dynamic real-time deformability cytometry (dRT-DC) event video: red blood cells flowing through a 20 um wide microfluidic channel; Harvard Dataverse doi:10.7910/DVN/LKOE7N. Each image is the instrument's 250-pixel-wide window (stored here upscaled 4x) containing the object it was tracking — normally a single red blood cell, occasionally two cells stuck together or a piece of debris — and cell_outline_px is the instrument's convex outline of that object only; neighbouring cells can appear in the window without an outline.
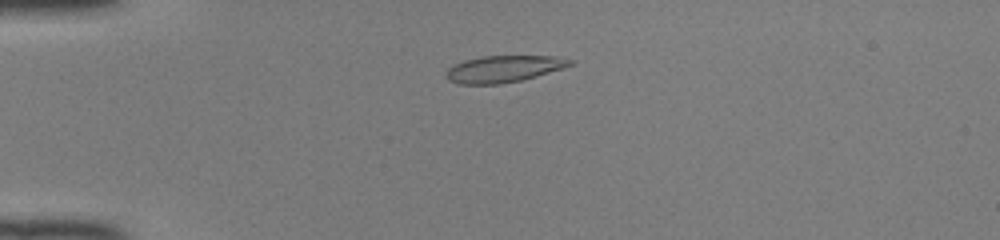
{"species": "common noctule bat (a hibernating species)", "species_latin": "Nyctalus noctula", "temperature_condition": "room temperature", "stored_images_in_passage": 47, "camera_frame_rate_fps": 3000, "um_per_image_px": 0.085, "animal": {"sex": "female", "body_mass_g": 22.0, "forearm_length_mm": 56.7}, "frame": {"image": 1, "passage_image": 10, "time_ms": 3.0, "image_size_px": [1000, 240], "cell_outline_px": [[576, 60], [572, 64], [564, 68], [536, 76], [520, 80], [500, 84], [460, 84], [448, 80], [444, 76], [444, 72], [448, 68], [464, 60], [480, 56], [556, 56]], "centroid_in_image_um": [42.8, 5.85], "position_along_channel_um": 42.2, "area_um2": 19.42}}
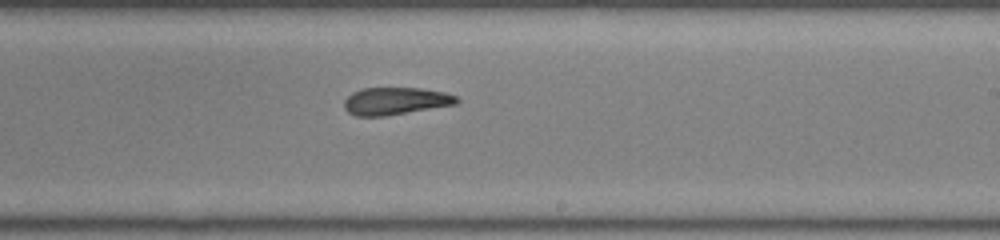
{"frame": {"image": 2, "passage_image": 28, "time_ms": 9.0, "image_size_px": [1000, 240], "cell_outline_px": [[460, 100], [456, 104], [384, 116], [356, 116], [348, 112], [344, 108], [344, 100], [352, 92], [364, 88], [420, 88], [444, 92], [456, 96]], "centroid_in_image_um": [33.6, 8.58], "position_along_channel_um": 255.4, "area_um2": 17.86}}
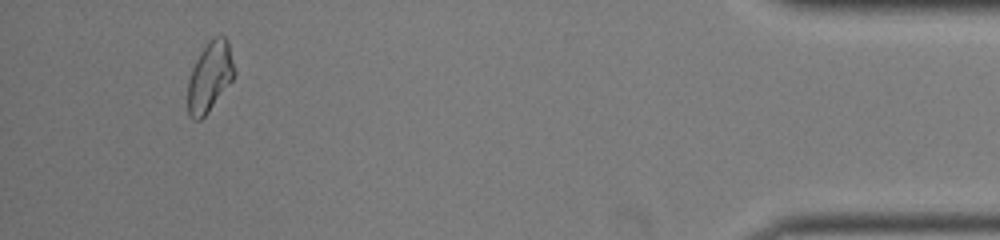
{"frame": {"image": 3, "passage_image": 44, "time_ms": 14.333, "image_size_px": [1000, 240], "cell_outline_px": [[236, 72], [232, 80], [208, 112], [200, 120], [192, 120], [188, 116], [188, 80], [192, 68], [200, 52], [208, 40], [212, 36], [224, 36], [228, 40]], "centroid_in_image_um": [17.83, 6.51], "position_along_channel_um": 417.4, "area_um2": 19.07}, "authors_computed_cell_mechanics": {"area_um2": 19.1318, "velocity_mm_per_s": 4.1267, "shape_relaxation_time_tau1_ms": null, "shape_relaxation_time_tau2_ms": 1.7701, "deformation_change_tau1": null, "deformation_change_tau2": 0.0904}}